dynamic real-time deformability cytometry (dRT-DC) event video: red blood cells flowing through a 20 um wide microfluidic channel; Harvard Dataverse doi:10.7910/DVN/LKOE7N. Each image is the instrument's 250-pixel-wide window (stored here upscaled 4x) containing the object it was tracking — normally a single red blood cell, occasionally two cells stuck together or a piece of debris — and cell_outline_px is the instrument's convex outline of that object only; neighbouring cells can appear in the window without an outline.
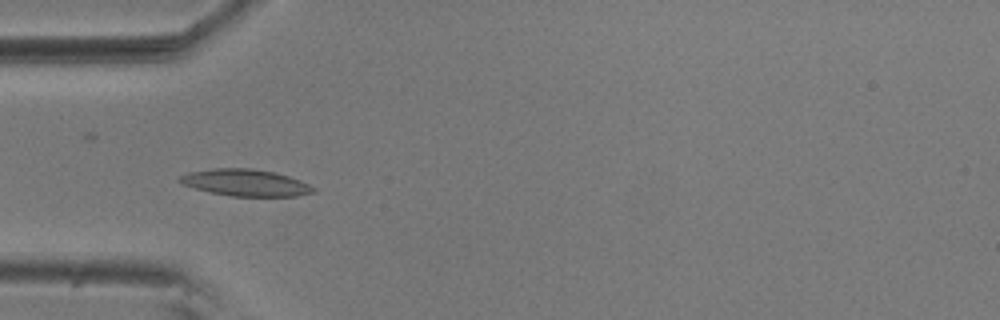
{"species": "common noctule bat (a hibernating species)", "species_latin": "Nyctalus noctula", "temperature_condition": "room temperature", "stored_images_in_passage": 55, "camera_frame_rate_fps": 3000, "um_per_image_px": 0.085, "animal": {"sex": "male", "body_mass_g": 20.5, "forearm_length_mm": 52.5}, "frame": {"image": 1, "passage_image": 16, "time_ms": 5.0, "image_size_px": [1000, 320], "cell_outline_px": [[316, 192], [296, 196], [232, 196], [212, 192], [180, 184], [176, 180], [180, 176], [188, 172], [212, 168], [252, 168], [276, 172], [300, 180], [316, 188]], "centroid_in_image_um": [20.86, 15.52], "position_along_channel_um": 64.1, "area_um2": 20.92}}
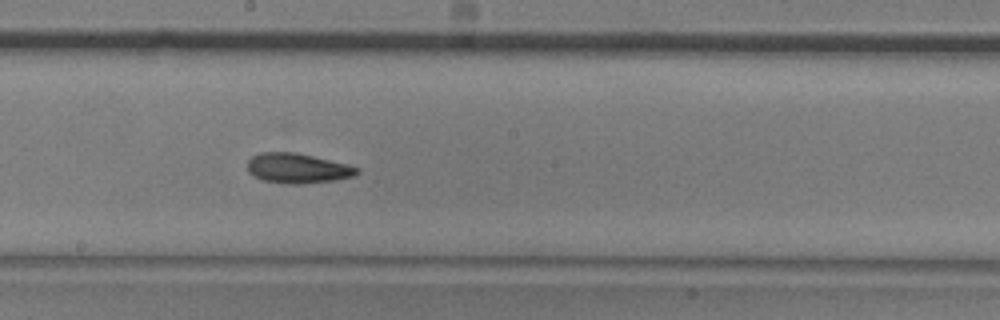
{"frame": {"image": 2, "passage_image": 29, "time_ms": 9.333, "image_size_px": [1000, 320], "cell_outline_px": [[360, 172], [352, 176], [336, 180], [304, 184], [288, 184], [264, 180], [252, 176], [248, 172], [248, 160], [252, 156], [260, 152], [296, 152], [348, 164], [360, 168]], "centroid_in_image_um": [25.29, 14.3], "position_along_channel_um": 222.9, "area_um2": 19.25}}
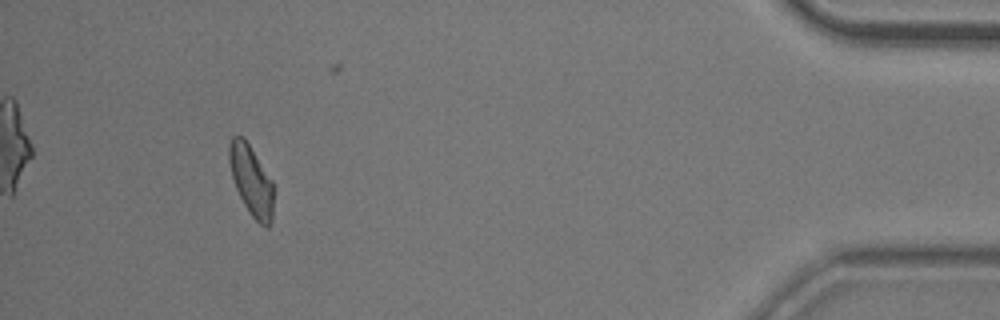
{"frame": {"image": 3, "passage_image": 50, "time_ms": 16.333, "image_size_px": [1000, 320], "cell_outline_px": [[272, 220], [268, 228], [264, 228], [252, 216], [244, 204], [236, 188], [232, 176], [228, 160], [228, 148], [232, 136], [244, 136], [272, 180]], "centroid_in_image_um": [21.34, 15.32], "position_along_channel_um": 413.9, "area_um2": 18.03}, "authors_computed_cell_mechanics": {"area_um2": 18.7272, "velocity_mm_per_s": 3.6593, "shape_relaxation_time_tau1_ms": 5.3006, "shape_relaxation_time_tau2_ms": 3.0069, "deformation_change_tau1": 0.1413, "deformation_change_tau2": 0.1015}}